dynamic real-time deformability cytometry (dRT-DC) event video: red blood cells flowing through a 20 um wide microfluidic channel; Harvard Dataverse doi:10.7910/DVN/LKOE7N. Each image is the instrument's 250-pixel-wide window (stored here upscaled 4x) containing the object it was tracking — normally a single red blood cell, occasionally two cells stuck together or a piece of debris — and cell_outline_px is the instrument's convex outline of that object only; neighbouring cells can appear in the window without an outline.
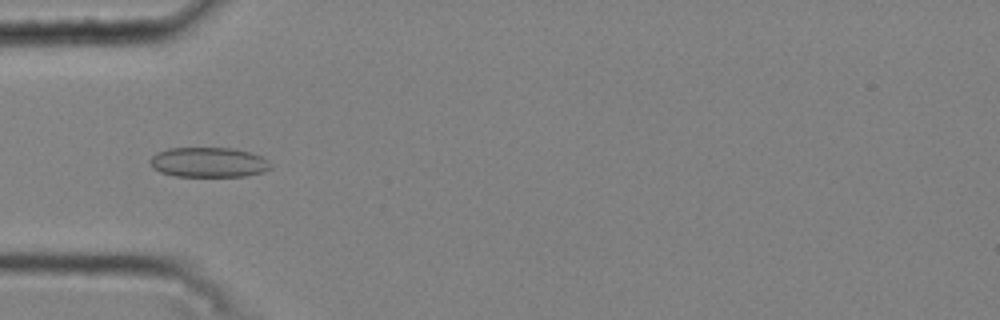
{"species": "common noctule bat (a hibernating species)", "species_latin": "Nyctalus noctula", "temperature_condition": "cold", "stored_images_in_passage": 51, "camera_frame_rate_fps": 3000, "um_per_image_px": 0.085, "animal": {"sex": "male", "body_mass_g": 20.4}, "frame": {"image": 1, "passage_image": 17, "time_ms": 5.333, "image_size_px": [1000, 320], "cell_outline_px": [[272, 168], [264, 172], [244, 176], [176, 176], [160, 172], [152, 168], [148, 160], [156, 152], [168, 148], [232, 148], [248, 152], [260, 156], [268, 160], [272, 164]], "centroid_in_image_um": [17.71, 13.8], "position_along_channel_um": 67.3, "area_um2": 21.15}}
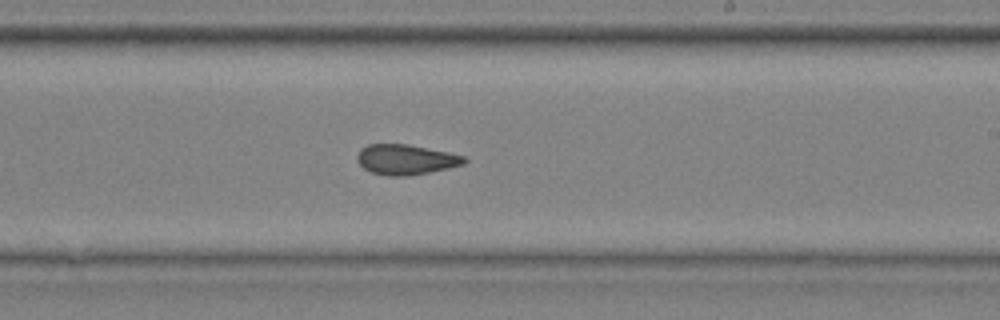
{"frame": {"image": 2, "passage_image": 32, "time_ms": 10.333, "image_size_px": [1000, 320], "cell_outline_px": [[468, 160], [464, 164], [448, 168], [408, 176], [388, 176], [372, 172], [364, 168], [360, 164], [356, 156], [360, 148], [368, 144], [408, 144], [448, 152], [464, 156]], "centroid_in_image_um": [34.49, 13.55], "position_along_channel_um": 254.5, "area_um2": 18.79}}
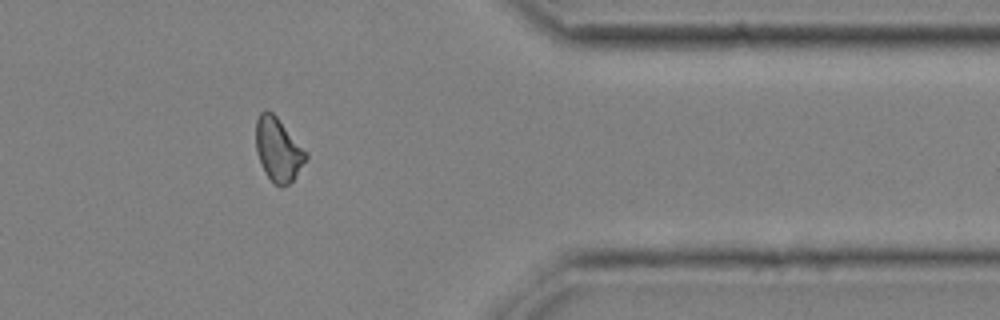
{"frame": {"image": 3, "passage_image": 44, "time_ms": 14.333, "image_size_px": [1000, 320], "cell_outline_px": [[308, 156], [296, 176], [288, 184], [280, 188], [272, 184], [264, 172], [256, 152], [256, 120], [260, 112], [264, 108], [268, 108], [276, 116], [308, 152]], "centroid_in_image_um": [23.63, 12.72], "position_along_channel_um": 387.8, "area_um2": 18.84}, "authors_computed_cell_mechanics": {"area_um2": 19.4786, "velocity_mm_per_s": 3.7555, "shape_relaxation_time_tau1_ms": null, "shape_relaxation_time_tau2_ms": 2.6644, "deformation_change_tau1": null, "deformation_change_tau2": 0.0732}}